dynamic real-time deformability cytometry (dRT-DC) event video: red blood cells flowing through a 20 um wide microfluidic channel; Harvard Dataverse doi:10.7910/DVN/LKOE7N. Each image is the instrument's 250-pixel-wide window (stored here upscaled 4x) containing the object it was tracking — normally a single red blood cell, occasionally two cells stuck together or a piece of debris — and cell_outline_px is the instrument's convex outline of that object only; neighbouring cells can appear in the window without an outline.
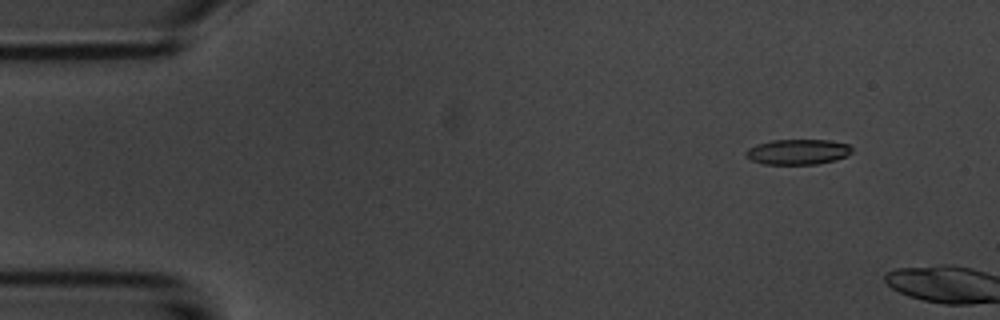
{"species": "common noctule bat (a hibernating species)", "species_latin": "Nyctalus noctula", "temperature_condition": "room temperature", "stored_images_in_passage": 3, "camera_frame_rate_fps": 3000, "um_per_image_px": 0.085, "animal": {"sex": "male", "body_mass_g": 20.1, "forearm_length_mm": 53.5}, "frame": {"image": 1, "passage_image": 1, "time_ms": 0.0, "image_size_px": [1000, 320], "cell_outline_px": [[852, 152], [836, 160], [816, 164], [764, 164], [752, 160], [744, 156], [744, 152], [748, 148], [756, 144], [772, 140], [828, 140], [848, 144], [852, 148]], "centroid_in_image_um": [67.78, 12.9], "position_along_channel_um": 17.2, "area_um2": 15.66}}